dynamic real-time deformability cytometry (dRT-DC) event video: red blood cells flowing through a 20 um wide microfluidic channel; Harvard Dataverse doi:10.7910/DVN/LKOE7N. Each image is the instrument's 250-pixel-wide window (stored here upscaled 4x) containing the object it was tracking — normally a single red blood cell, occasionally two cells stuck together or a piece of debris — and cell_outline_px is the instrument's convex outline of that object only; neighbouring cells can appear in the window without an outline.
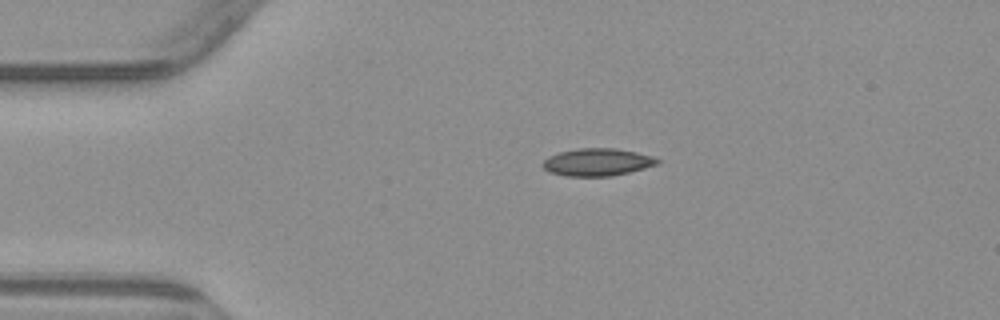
{"species": "common noctule bat (a hibernating species)", "species_latin": "Nyctalus noctula", "temperature_condition": "warm", "stored_images_in_passage": 2, "camera_frame_rate_fps": 3000, "um_per_image_px": 0.085, "animal": {"sex": "male", "body_mass_g": 23.1, "forearm_length_mm": 52.7}, "frame": {"image": 1, "passage_image": 1, "time_ms": 0.0, "image_size_px": [1000, 320], "cell_outline_px": [[660, 164], [612, 176], [564, 176], [548, 172], [540, 164], [548, 156], [560, 152], [580, 148], [616, 148], [636, 152], [652, 156], [660, 160]], "centroid_in_image_um": [50.75, 13.78], "position_along_channel_um": 34.2, "area_um2": 18.44}}